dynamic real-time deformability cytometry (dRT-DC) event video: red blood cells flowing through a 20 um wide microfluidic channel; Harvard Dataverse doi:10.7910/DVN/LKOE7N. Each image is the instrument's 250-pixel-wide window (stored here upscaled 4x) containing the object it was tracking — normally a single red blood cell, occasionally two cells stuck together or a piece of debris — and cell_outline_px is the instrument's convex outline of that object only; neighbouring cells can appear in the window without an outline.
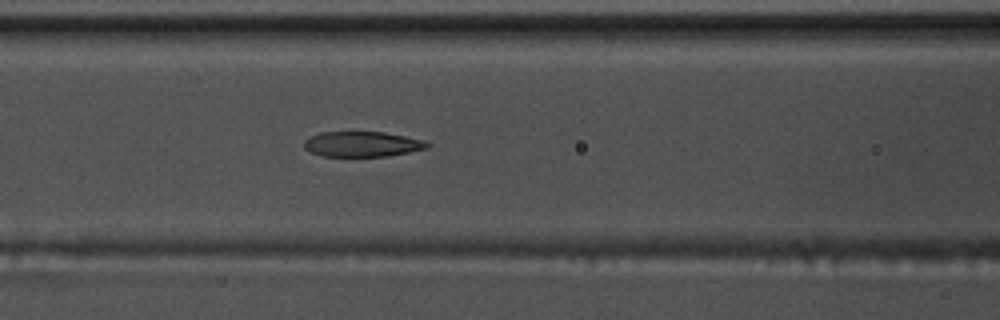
{"species": "common noctule bat (a hibernating species)", "species_latin": "Nyctalus noctula", "temperature_condition": "warm", "stored_images_in_passage": 54, "camera_frame_rate_fps": 3000, "um_per_image_px": 0.085, "animal": {"sex": "male", "body_mass_g": 17.5, "forearm_length_mm": 52.3}, "frame": {"image": 1, "passage_image": 23, "time_ms": 7.333, "image_size_px": [1000, 320], "cell_outline_px": [[432, 144], [428, 148], [388, 156], [320, 156], [304, 148], [304, 140], [320, 132], [384, 132], [424, 140]], "centroid_in_image_um": [30.8, 12.25], "position_along_channel_um": 135.8, "area_um2": 18.09}}
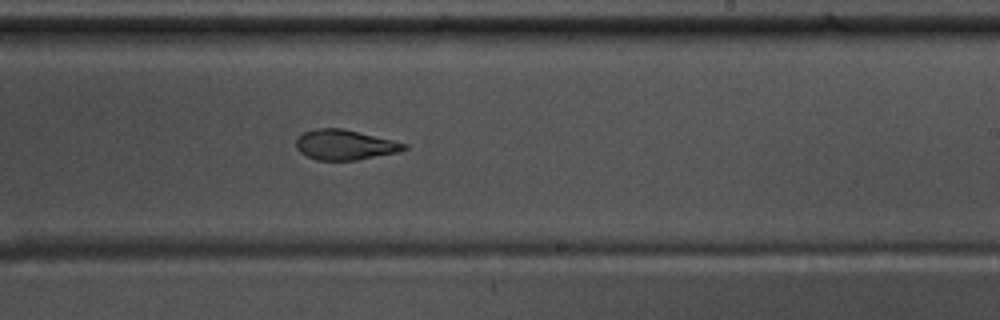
{"frame": {"image": 2, "passage_image": 33, "time_ms": 10.667, "image_size_px": [1000, 320], "cell_outline_px": [[408, 148], [400, 152], [356, 160], [316, 160], [300, 152], [296, 148], [296, 140], [304, 132], [320, 128], [344, 128], [408, 144]], "centroid_in_image_um": [29.34, 12.31], "position_along_channel_um": 259.7, "area_um2": 18.9}}
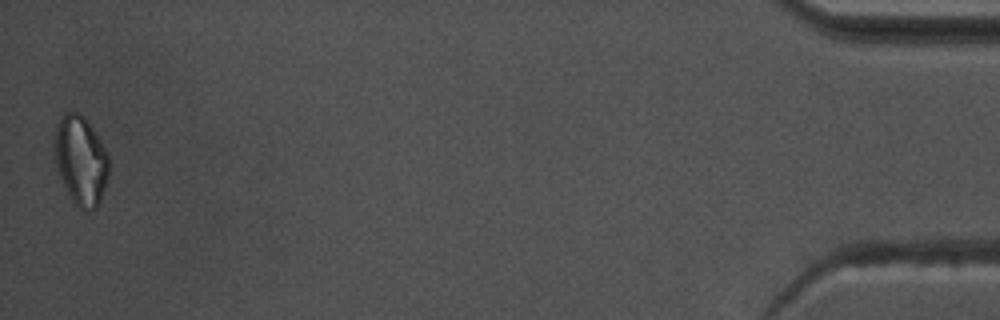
{"frame": {"image": 3, "passage_image": 54, "time_ms": 17.667, "image_size_px": [1000, 320], "cell_outline_px": [[108, 172], [104, 188], [100, 200], [96, 208], [92, 212], [84, 212], [72, 200], [60, 176], [56, 164], [52, 144], [56, 124], [60, 116], [64, 112], [80, 112], [88, 120], [100, 140], [108, 156]], "centroid_in_image_um": [6.83, 13.59], "position_along_channel_um": 428.4, "area_um2": 28.44}, "authors_computed_cell_mechanics": {"area_um2": 19.6809, "velocity_mm_per_s": 3.7304, "shape_relaxation_time_tau1_ms": 6.6935, "shape_relaxation_time_tau2_ms": 2.2397, "deformation_change_tau1": 0.2302, "deformation_change_tau2": 0.0837}}